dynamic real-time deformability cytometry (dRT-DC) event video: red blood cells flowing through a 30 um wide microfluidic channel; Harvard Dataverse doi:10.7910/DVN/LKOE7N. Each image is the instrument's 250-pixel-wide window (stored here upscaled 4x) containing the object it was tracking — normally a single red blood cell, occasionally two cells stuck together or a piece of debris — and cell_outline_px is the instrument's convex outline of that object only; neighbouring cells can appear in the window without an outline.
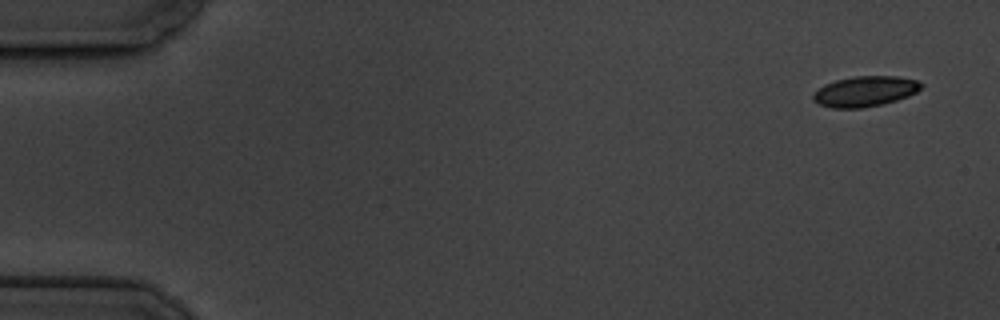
{"species": "common noctule bat (a hibernating species)", "species_latin": "Nyctalus noctula", "temperature_condition": "cold", "stored_images_in_passage": 11, "camera_frame_rate_fps": 3000, "um_per_image_px": 0.085, "animal": {"sex": "male", "body_mass_g": 19.5, "forearm_length_mm": 54.6}, "frame": {"image": 1, "passage_image": 1, "time_ms": 0.0, "image_size_px": [1000, 320], "cell_outline_px": [[924, 84], [916, 92], [908, 96], [896, 100], [880, 104], [860, 108], [832, 108], [816, 104], [812, 100], [812, 96], [824, 84], [836, 80], [852, 76], [896, 76], [916, 80]], "centroid_in_image_um": [73.49, 7.76], "position_along_channel_um": 11.5, "area_um2": 19.07}}
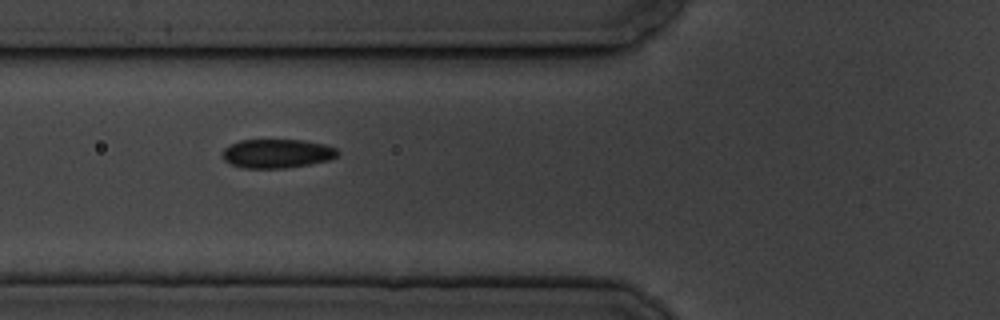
{"frame": {"image": 2, "passage_image": 6, "time_ms": 6.333, "image_size_px": [1000, 320], "cell_outline_px": [[340, 152], [336, 156], [328, 160], [308, 164], [284, 168], [244, 168], [232, 164], [224, 160], [224, 148], [228, 144], [240, 140], [304, 140], [324, 144], [336, 148]], "centroid_in_image_um": [23.54, 13.04], "position_along_channel_um": 102.3, "area_um2": 19.31}}
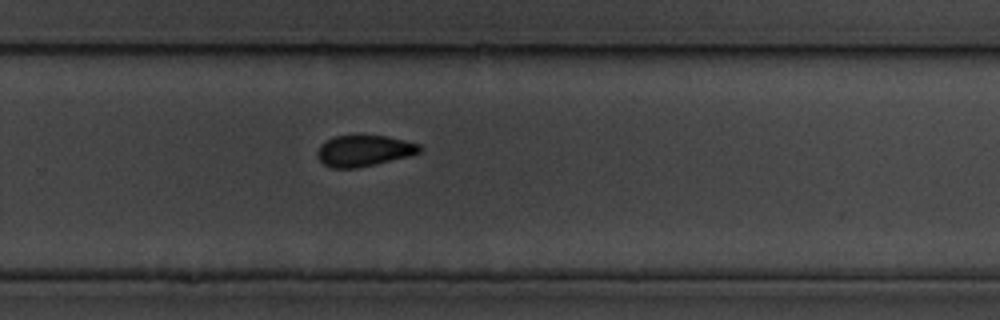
{"frame": {"image": 3, "passage_image": 11, "time_ms": 12.0, "image_size_px": [1000, 320], "cell_outline_px": [[424, 148], [420, 152], [412, 156], [356, 168], [332, 168], [324, 164], [316, 156], [316, 152], [320, 144], [336, 136], [388, 136], [420, 144]], "centroid_in_image_um": [30.97, 12.82], "position_along_channel_um": 298.8, "area_um2": 18.61}}